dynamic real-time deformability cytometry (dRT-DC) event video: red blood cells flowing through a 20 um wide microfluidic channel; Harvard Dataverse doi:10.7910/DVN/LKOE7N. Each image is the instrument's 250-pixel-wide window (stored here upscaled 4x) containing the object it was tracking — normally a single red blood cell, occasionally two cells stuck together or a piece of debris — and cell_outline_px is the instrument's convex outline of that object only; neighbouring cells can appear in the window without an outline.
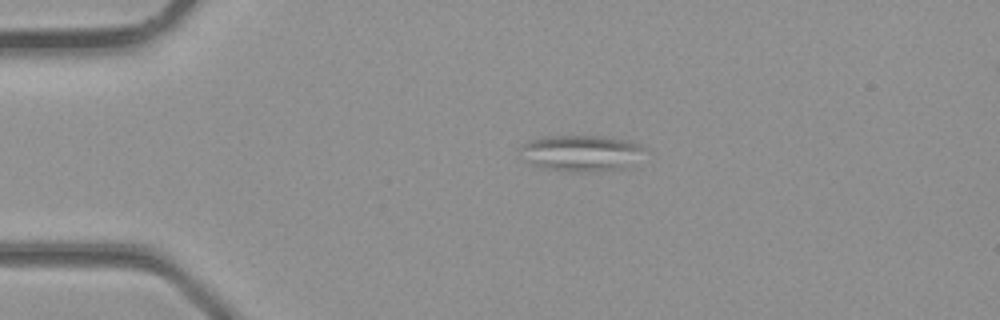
{"species": "common noctule bat (a hibernating species)", "species_latin": "Nyctalus noctula", "temperature_condition": "room temperature", "stored_images_in_passage": 2, "camera_frame_rate_fps": 3000, "um_per_image_px": 0.085, "animal": {"sex": "male", "body_mass_g": 23.1, "forearm_length_mm": 52.7}, "frame": {"image": 1, "passage_image": 1, "time_ms": 0.0, "image_size_px": [1000, 320], "cell_outline_px": [[644, 148], [624, 168], [580, 172], [572, 172], [544, 168], [532, 164], [528, 160], [524, 148], [524, 144], [528, 140], [544, 136], [608, 136], [628, 140], [640, 144]], "centroid_in_image_um": [49.4, 12.99], "position_along_channel_um": 35.6, "area_um2": 25.32}}